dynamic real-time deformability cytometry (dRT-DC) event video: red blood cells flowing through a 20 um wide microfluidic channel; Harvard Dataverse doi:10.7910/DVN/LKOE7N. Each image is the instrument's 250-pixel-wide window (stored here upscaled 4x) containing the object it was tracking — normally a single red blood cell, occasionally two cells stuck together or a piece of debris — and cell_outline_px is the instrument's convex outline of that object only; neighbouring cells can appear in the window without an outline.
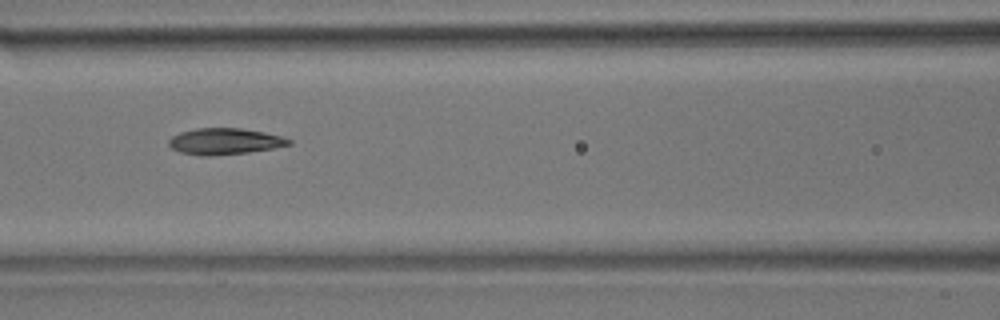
{"species": "common noctule bat (a hibernating species)", "species_latin": "Nyctalus noctula", "temperature_condition": "room temperature", "stored_images_in_passage": 9, "camera_frame_rate_fps": 3000, "um_per_image_px": 0.085, "animal": {"sex": "male", "body_mass_g": 17.9}, "frame": {"image": 1, "passage_image": 6, "time_ms": 5.667, "image_size_px": [1000, 320], "cell_outline_px": [[292, 144], [276, 148], [248, 152], [208, 156], [200, 156], [180, 152], [172, 148], [168, 144], [168, 140], [172, 136], [180, 132], [196, 128], [240, 128], [264, 132], [280, 136], [292, 140]], "centroid_in_image_um": [19.09, 12.02], "position_along_channel_um": 147.5, "area_um2": 18.44}}
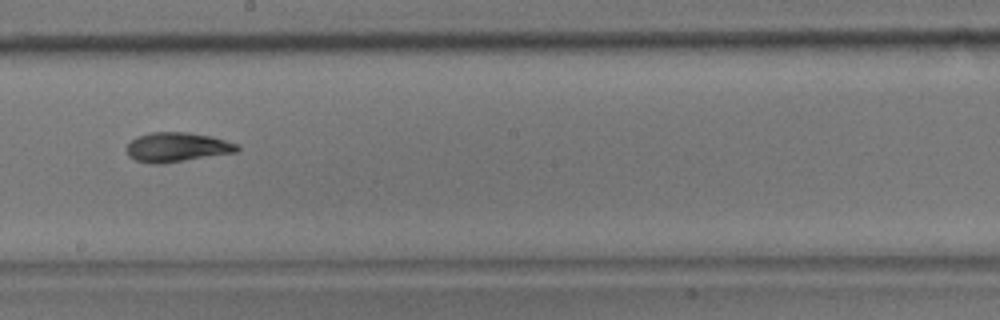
{"frame": {"image": 2, "passage_image": 8, "time_ms": 8.0, "image_size_px": [1000, 320], "cell_outline_px": [[240, 148], [236, 152], [160, 164], [148, 164], [136, 160], [128, 156], [128, 144], [136, 136], [152, 132], [184, 132], [212, 136], [236, 144]], "centroid_in_image_um": [15.02, 12.51], "position_along_channel_um": 233.2, "area_um2": 18.79}}
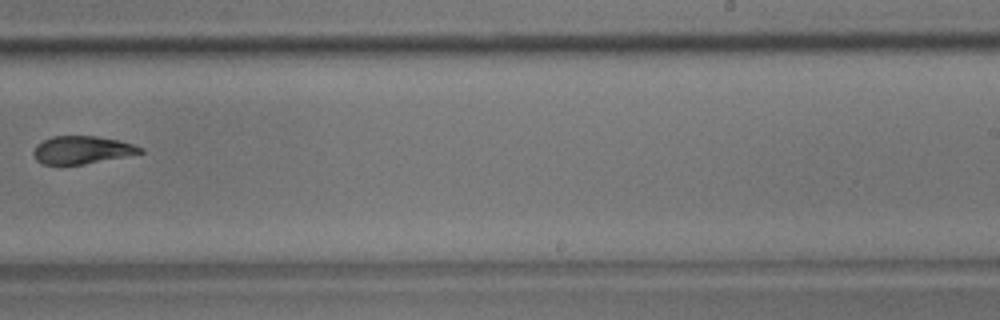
{"frame": {"image": 3, "passage_image": 9, "time_ms": 9.333, "image_size_px": [1000, 320], "cell_outline_px": [[144, 152], [84, 164], [40, 164], [36, 160], [32, 152], [36, 144], [52, 136], [96, 136], [120, 140], [144, 148]], "centroid_in_image_um": [6.94, 12.73], "position_along_channel_um": 282.1, "area_um2": 17.22}}